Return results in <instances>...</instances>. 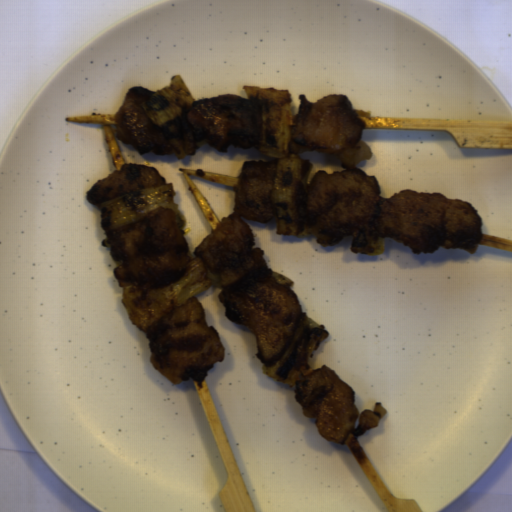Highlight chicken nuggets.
Here are the masks:
<instances>
[{
	"label": "chicken nuggets",
	"mask_w": 512,
	"mask_h": 512,
	"mask_svg": "<svg viewBox=\"0 0 512 512\" xmlns=\"http://www.w3.org/2000/svg\"><path fill=\"white\" fill-rule=\"evenodd\" d=\"M262 115L259 102L225 93L193 101L187 122L196 140L226 153L230 147L244 150L258 146Z\"/></svg>",
	"instance_id": "obj_6"
},
{
	"label": "chicken nuggets",
	"mask_w": 512,
	"mask_h": 512,
	"mask_svg": "<svg viewBox=\"0 0 512 512\" xmlns=\"http://www.w3.org/2000/svg\"><path fill=\"white\" fill-rule=\"evenodd\" d=\"M277 169V159L245 161L232 213L223 216L193 251L211 273L220 274L218 298L226 318L253 333L258 358L270 367L287 351L302 307L292 280L268 268L264 250L253 248L254 233L242 217L266 224L273 220L271 193Z\"/></svg>",
	"instance_id": "obj_2"
},
{
	"label": "chicken nuggets",
	"mask_w": 512,
	"mask_h": 512,
	"mask_svg": "<svg viewBox=\"0 0 512 512\" xmlns=\"http://www.w3.org/2000/svg\"><path fill=\"white\" fill-rule=\"evenodd\" d=\"M154 93L140 85L131 86L114 116L117 139L125 145H131L141 156L149 152L159 156L175 153L163 130L141 106Z\"/></svg>",
	"instance_id": "obj_7"
},
{
	"label": "chicken nuggets",
	"mask_w": 512,
	"mask_h": 512,
	"mask_svg": "<svg viewBox=\"0 0 512 512\" xmlns=\"http://www.w3.org/2000/svg\"><path fill=\"white\" fill-rule=\"evenodd\" d=\"M113 273L120 281L160 289L181 279L191 262L187 242L173 209L157 207L144 218L106 233Z\"/></svg>",
	"instance_id": "obj_3"
},
{
	"label": "chicken nuggets",
	"mask_w": 512,
	"mask_h": 512,
	"mask_svg": "<svg viewBox=\"0 0 512 512\" xmlns=\"http://www.w3.org/2000/svg\"><path fill=\"white\" fill-rule=\"evenodd\" d=\"M159 185H166V180L158 168L140 163H126L121 169H116L95 182L87 191L86 198L91 205L100 208L103 201L140 188Z\"/></svg>",
	"instance_id": "obj_8"
},
{
	"label": "chicken nuggets",
	"mask_w": 512,
	"mask_h": 512,
	"mask_svg": "<svg viewBox=\"0 0 512 512\" xmlns=\"http://www.w3.org/2000/svg\"><path fill=\"white\" fill-rule=\"evenodd\" d=\"M146 336L149 361L173 385L190 378L204 381L226 357L225 345L216 327L208 325L205 306L198 297L174 307Z\"/></svg>",
	"instance_id": "obj_4"
},
{
	"label": "chicken nuggets",
	"mask_w": 512,
	"mask_h": 512,
	"mask_svg": "<svg viewBox=\"0 0 512 512\" xmlns=\"http://www.w3.org/2000/svg\"><path fill=\"white\" fill-rule=\"evenodd\" d=\"M295 126L290 127V153L319 152L334 155L343 171L318 170L307 185L305 208L311 234L319 245L333 246L371 224L413 254L461 248L477 252L483 221L468 201L450 199L438 192L400 190L383 198L375 175L356 168L373 152L361 139L365 122L344 94L324 95L311 102L298 94Z\"/></svg>",
	"instance_id": "obj_1"
},
{
	"label": "chicken nuggets",
	"mask_w": 512,
	"mask_h": 512,
	"mask_svg": "<svg viewBox=\"0 0 512 512\" xmlns=\"http://www.w3.org/2000/svg\"><path fill=\"white\" fill-rule=\"evenodd\" d=\"M295 401L304 416L315 419L321 437L343 446L350 434L363 435L377 426L388 411L381 402H375L373 410L359 412L353 388L323 364L295 381Z\"/></svg>",
	"instance_id": "obj_5"
}]
</instances>
